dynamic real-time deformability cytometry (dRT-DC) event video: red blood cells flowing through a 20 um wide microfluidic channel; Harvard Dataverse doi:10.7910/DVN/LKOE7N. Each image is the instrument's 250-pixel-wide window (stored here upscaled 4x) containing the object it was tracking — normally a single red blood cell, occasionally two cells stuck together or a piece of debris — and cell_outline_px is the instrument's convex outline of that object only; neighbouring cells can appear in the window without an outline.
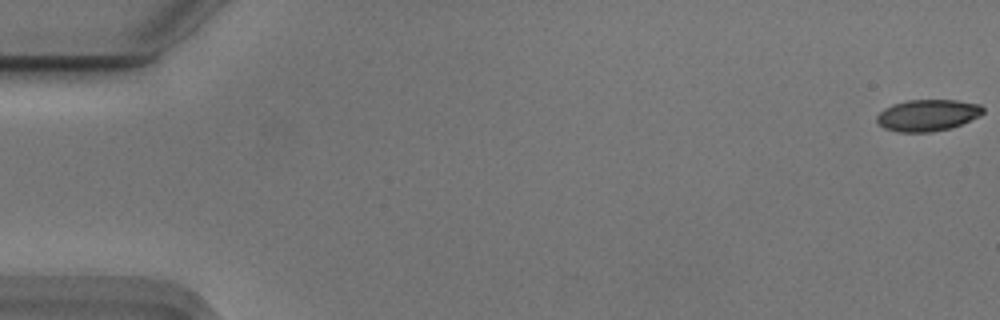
{"species": "Egyptian fruit bat (a non-hibernating species)", "species_latin": "Rousettus aegyptiacus", "temperature_condition": "cold", "stored_images_in_passage": 18, "camera_frame_rate_fps": 3000, "um_per_image_px": 0.085, "animal": {"sex": "male"}, "frame": {"image": 1, "passage_image": 1, "time_ms": 0.0, "image_size_px": [1000, 320], "cell_outline_px": [[984, 112], [980, 116], [960, 124], [948, 128], [932, 132], [900, 132], [884, 128], [876, 120], [876, 116], [884, 108], [892, 104], [908, 100], [956, 100], [980, 104], [984, 108]], "centroid_in_image_um": [78.84, 9.78], "position_along_channel_um": 6.2, "area_um2": 19.48}}
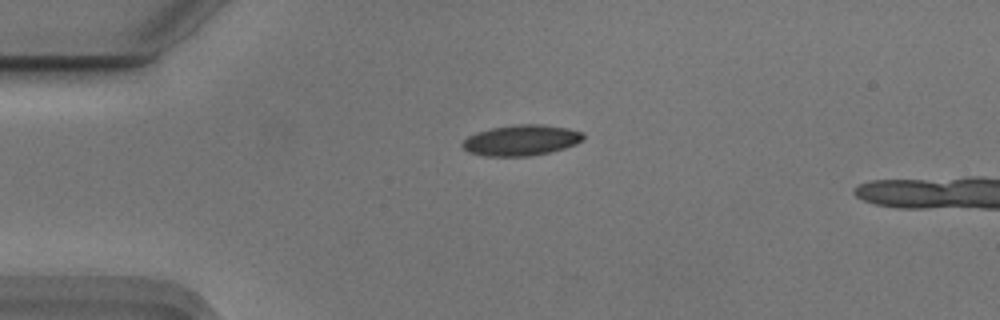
{"frame": {"image": 2, "passage_image": 14, "time_ms": 4.333, "image_size_px": [1000, 320], "cell_outline_px": [[584, 136], [576, 144], [564, 148], [548, 152], [528, 156], [484, 156], [468, 152], [460, 144], [468, 136], [476, 132], [492, 128], [516, 124], [540, 124], [568, 128], [584, 132]], "centroid_in_image_um": [44.28, 11.91], "position_along_channel_um": 40.7, "area_um2": 21.56}}